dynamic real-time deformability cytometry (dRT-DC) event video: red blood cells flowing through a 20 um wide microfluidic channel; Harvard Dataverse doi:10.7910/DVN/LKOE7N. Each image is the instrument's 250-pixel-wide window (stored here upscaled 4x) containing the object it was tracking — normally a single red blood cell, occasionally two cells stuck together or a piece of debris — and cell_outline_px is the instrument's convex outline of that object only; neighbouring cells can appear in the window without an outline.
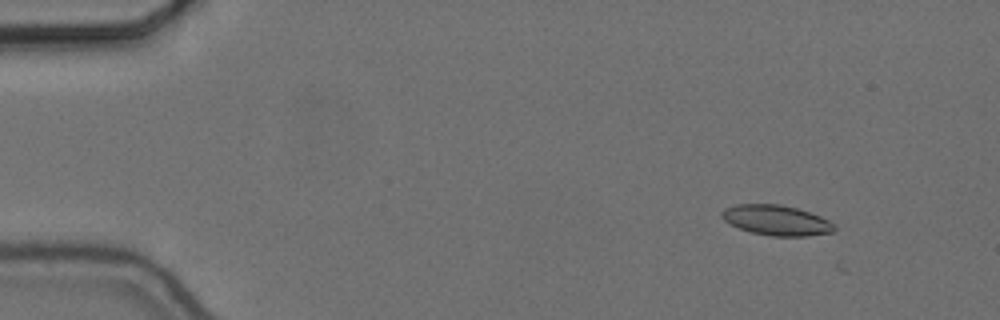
{"species": "common noctule bat (a hibernating species)", "species_latin": "Nyctalus noctula", "temperature_condition": "cold", "stored_images_in_passage": 2, "camera_frame_rate_fps": 3000, "um_per_image_px": 0.085, "animal": {"sex": "female", "body_mass_g": 24.6, "forearm_length_mm": 56.2}, "frame": {"image": 1, "passage_image": 1, "time_ms": 0.0, "image_size_px": [1000, 320], "cell_outline_px": [[836, 228], [832, 232], [808, 236], [772, 236], [752, 232], [740, 228], [724, 220], [720, 216], [720, 212], [724, 208], [736, 204], [780, 204], [796, 208], [820, 216], [836, 224]], "centroid_in_image_um": [65.99, 18.71], "position_along_channel_um": 19.0, "area_um2": 19.77}}